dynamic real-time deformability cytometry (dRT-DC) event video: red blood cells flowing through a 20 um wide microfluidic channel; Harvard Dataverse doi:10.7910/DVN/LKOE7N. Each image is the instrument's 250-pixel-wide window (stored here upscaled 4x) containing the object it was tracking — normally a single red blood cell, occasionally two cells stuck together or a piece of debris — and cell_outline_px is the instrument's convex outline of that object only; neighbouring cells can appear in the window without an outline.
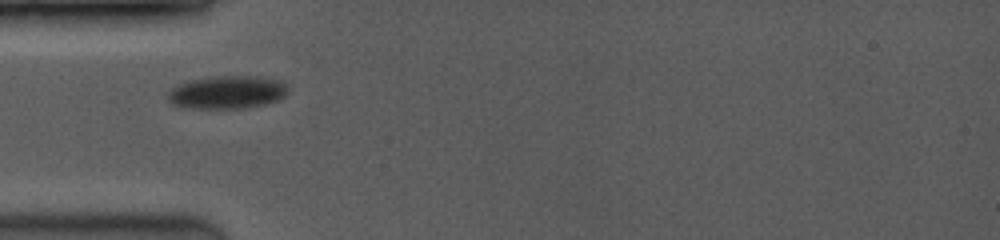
{"species": "common noctule bat (a hibernating species)", "species_latin": "Nyctalus noctula", "temperature_condition": "room temperature", "stored_images_in_passage": 40, "camera_frame_rate_fps": 3500, "um_per_image_px": 0.085, "animal": {"sex": "female", "body_mass_g": 19.0, "forearm_length_mm": 53.3}, "frame": {"image": 1, "passage_image": 1, "time_ms": 0.0, "image_size_px": [1000, 240], "cell_outline_px": [[284, 96], [280, 100], [248, 108], [180, 108], [172, 104], [168, 100], [168, 92], [172, 88], [180, 84], [192, 80], [216, 76], [248, 76], [276, 80], [284, 84]], "centroid_in_image_um": [19.23, 7.87], "position_along_channel_um": 65.8, "area_um2": 22.72}}
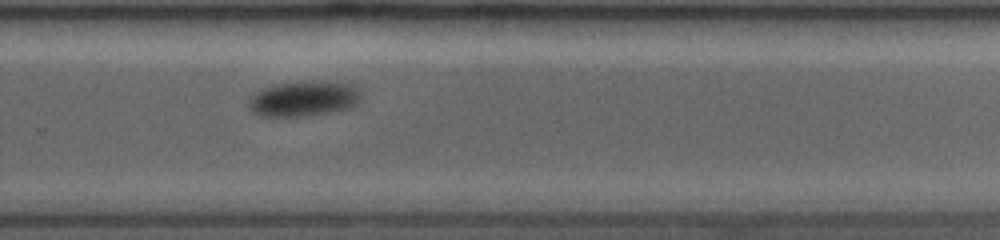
{"frame": {"image": 2, "passage_image": 23, "time_ms": 6.286, "image_size_px": [1000, 240], "cell_outline_px": [[360, 100], [356, 108], [304, 116], [260, 116], [252, 112], [248, 108], [248, 100], [256, 92], [272, 84], [308, 80], [320, 80], [352, 84], [356, 88], [360, 96]], "centroid_in_image_um": [25.83, 8.38], "position_along_channel_um": 304.0, "area_um2": 23.64}}
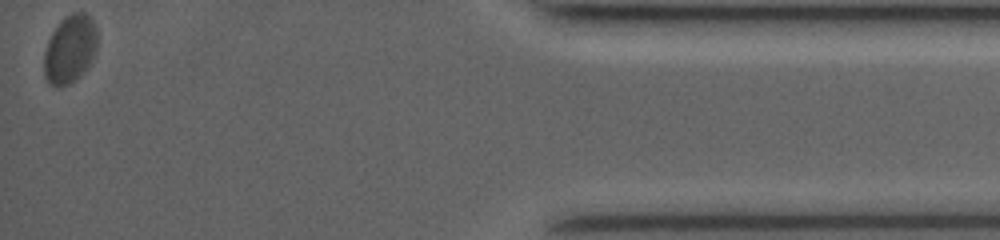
{"frame": {"image": 3, "passage_image": 40, "time_ms": 11.143, "image_size_px": [1000, 240], "cell_outline_px": [[96, 52], [88, 64], [68, 84], [56, 88], [48, 84], [44, 76], [44, 52], [48, 40], [52, 32], [60, 20], [72, 12], [84, 12], [92, 20], [96, 28]], "centroid_in_image_um": [5.9, 4.15], "position_along_channel_um": 429.3, "area_um2": 20.87}}